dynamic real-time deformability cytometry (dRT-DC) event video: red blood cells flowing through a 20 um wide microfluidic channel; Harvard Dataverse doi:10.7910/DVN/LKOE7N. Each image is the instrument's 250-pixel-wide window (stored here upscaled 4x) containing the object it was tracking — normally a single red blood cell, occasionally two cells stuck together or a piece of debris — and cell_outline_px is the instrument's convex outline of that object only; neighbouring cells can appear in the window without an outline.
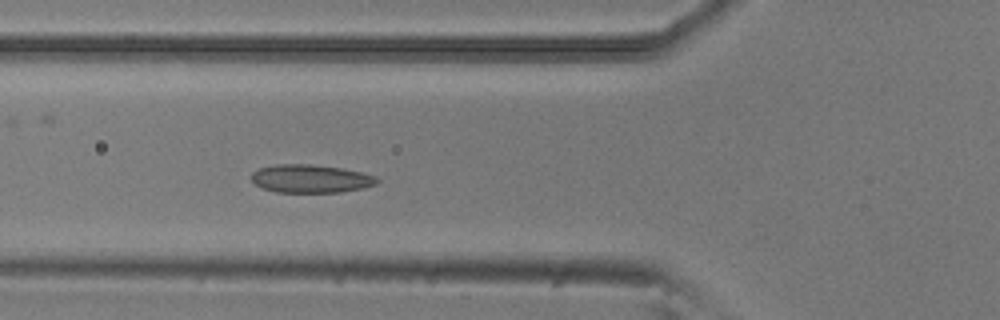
{"species": "common noctule bat (a hibernating species)", "species_latin": "Nyctalus noctula", "temperature_condition": "room temperature", "stored_images_in_passage": 5, "camera_frame_rate_fps": 3000, "um_per_image_px": 0.085, "animal": {"sex": "male", "body_mass_g": 20.5, "forearm_length_mm": 52.5}, "frame": {"image": 1, "passage_image": 5, "time_ms": 1.333, "image_size_px": [1000, 320], "cell_outline_px": [[380, 180], [376, 184], [364, 188], [340, 192], [276, 192], [264, 188], [256, 184], [252, 180], [252, 172], [260, 168], [276, 164], [312, 164], [340, 168], [364, 172], [376, 176]], "centroid_in_image_um": [26.45, 15.18], "position_along_channel_um": 99.3, "area_um2": 20.63}}